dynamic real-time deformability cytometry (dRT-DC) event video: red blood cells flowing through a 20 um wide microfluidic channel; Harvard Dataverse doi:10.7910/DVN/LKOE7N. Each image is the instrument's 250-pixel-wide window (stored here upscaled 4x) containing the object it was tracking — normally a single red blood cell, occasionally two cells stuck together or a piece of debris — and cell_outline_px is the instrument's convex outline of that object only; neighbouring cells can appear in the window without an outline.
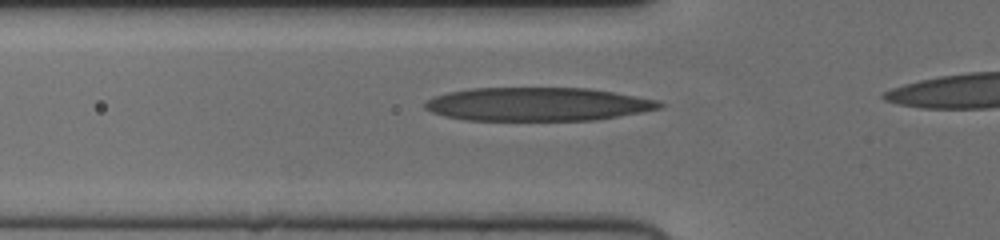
{"species": "human", "species_latin": "Homo sapiens", "temperature_condition": "cold", "stored_images_in_passage": 22, "camera_frame_rate_fps": 3000, "um_per_image_px": 0.085, "donor": {"sex": "female"}, "frame": {"image": 1, "passage_image": 4, "time_ms": 1.0, "image_size_px": [1000, 240], "cell_outline_px": [[664, 108], [592, 120], [468, 120], [444, 116], [432, 112], [424, 108], [424, 104], [428, 100], [436, 96], [448, 92], [472, 88], [588, 88], [660, 100], [664, 104]], "centroid_in_image_um": [45.71, 8.85], "position_along_channel_um": 80.1, "area_um2": 45.55}}
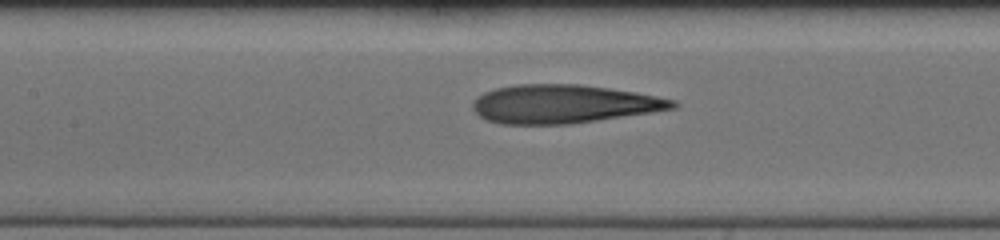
{"frame": {"image": 2, "passage_image": 10, "time_ms": 3.0, "image_size_px": [1000, 240], "cell_outline_px": [[680, 104], [676, 108], [652, 112], [568, 124], [500, 124], [488, 120], [480, 116], [472, 108], [472, 100], [484, 92], [496, 88], [516, 84], [580, 84], [636, 92], [676, 100]], "centroid_in_image_um": [47.89, 8.83], "position_along_channel_um": 159.5, "area_um2": 44.85}}
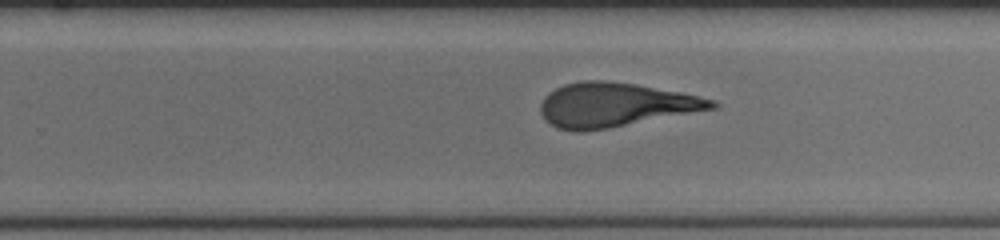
{"frame": {"image": 3, "passage_image": 19, "time_ms": 6.0, "image_size_px": [1000, 240], "cell_outline_px": [[720, 104], [716, 108], [608, 128], [580, 132], [576, 132], [556, 128], [544, 120], [540, 112], [540, 104], [544, 96], [548, 92], [564, 84], [580, 80], [604, 80], [636, 84], [680, 92], [700, 96], [716, 100]], "centroid_in_image_um": [52.25, 8.91], "position_along_channel_um": 277.6, "area_um2": 44.22}}